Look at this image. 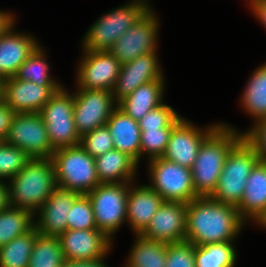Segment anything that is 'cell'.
I'll list each match as a JSON object with an SVG mask.
<instances>
[{
	"mask_svg": "<svg viewBox=\"0 0 266 267\" xmlns=\"http://www.w3.org/2000/svg\"><path fill=\"white\" fill-rule=\"evenodd\" d=\"M245 223L237 206L197 197L187 203L185 241L198 246L235 241Z\"/></svg>",
	"mask_w": 266,
	"mask_h": 267,
	"instance_id": "cell-1",
	"label": "cell"
},
{
	"mask_svg": "<svg viewBox=\"0 0 266 267\" xmlns=\"http://www.w3.org/2000/svg\"><path fill=\"white\" fill-rule=\"evenodd\" d=\"M244 138L229 124L219 125L204 139L191 168L194 190L198 197H211L229 152Z\"/></svg>",
	"mask_w": 266,
	"mask_h": 267,
	"instance_id": "cell-2",
	"label": "cell"
},
{
	"mask_svg": "<svg viewBox=\"0 0 266 267\" xmlns=\"http://www.w3.org/2000/svg\"><path fill=\"white\" fill-rule=\"evenodd\" d=\"M8 182L10 206L26 209L33 214L57 187L51 158H31Z\"/></svg>",
	"mask_w": 266,
	"mask_h": 267,
	"instance_id": "cell-3",
	"label": "cell"
},
{
	"mask_svg": "<svg viewBox=\"0 0 266 267\" xmlns=\"http://www.w3.org/2000/svg\"><path fill=\"white\" fill-rule=\"evenodd\" d=\"M151 8L149 2H131L105 13L88 29L82 40L83 50L109 51L113 44Z\"/></svg>",
	"mask_w": 266,
	"mask_h": 267,
	"instance_id": "cell-4",
	"label": "cell"
},
{
	"mask_svg": "<svg viewBox=\"0 0 266 267\" xmlns=\"http://www.w3.org/2000/svg\"><path fill=\"white\" fill-rule=\"evenodd\" d=\"M51 161L54 165L56 184L61 188L88 194L100 184L95 158L80 144L56 149Z\"/></svg>",
	"mask_w": 266,
	"mask_h": 267,
	"instance_id": "cell-5",
	"label": "cell"
},
{
	"mask_svg": "<svg viewBox=\"0 0 266 267\" xmlns=\"http://www.w3.org/2000/svg\"><path fill=\"white\" fill-rule=\"evenodd\" d=\"M258 161L255 149L243 138L229 152L211 198L238 206L243 198L246 180Z\"/></svg>",
	"mask_w": 266,
	"mask_h": 267,
	"instance_id": "cell-6",
	"label": "cell"
},
{
	"mask_svg": "<svg viewBox=\"0 0 266 267\" xmlns=\"http://www.w3.org/2000/svg\"><path fill=\"white\" fill-rule=\"evenodd\" d=\"M130 183H100L86 194L93 208L97 229L109 239L126 221Z\"/></svg>",
	"mask_w": 266,
	"mask_h": 267,
	"instance_id": "cell-7",
	"label": "cell"
},
{
	"mask_svg": "<svg viewBox=\"0 0 266 267\" xmlns=\"http://www.w3.org/2000/svg\"><path fill=\"white\" fill-rule=\"evenodd\" d=\"M39 113L55 150L80 144L81 137L77 133L73 118L74 93L71 94L62 86L50 97Z\"/></svg>",
	"mask_w": 266,
	"mask_h": 267,
	"instance_id": "cell-8",
	"label": "cell"
},
{
	"mask_svg": "<svg viewBox=\"0 0 266 267\" xmlns=\"http://www.w3.org/2000/svg\"><path fill=\"white\" fill-rule=\"evenodd\" d=\"M147 162L151 182L148 186L164 201L189 203L198 197L194 190L191 169L162 157L152 158Z\"/></svg>",
	"mask_w": 266,
	"mask_h": 267,
	"instance_id": "cell-9",
	"label": "cell"
},
{
	"mask_svg": "<svg viewBox=\"0 0 266 267\" xmlns=\"http://www.w3.org/2000/svg\"><path fill=\"white\" fill-rule=\"evenodd\" d=\"M5 142L31 158H51L55 151L40 113H15Z\"/></svg>",
	"mask_w": 266,
	"mask_h": 267,
	"instance_id": "cell-10",
	"label": "cell"
},
{
	"mask_svg": "<svg viewBox=\"0 0 266 267\" xmlns=\"http://www.w3.org/2000/svg\"><path fill=\"white\" fill-rule=\"evenodd\" d=\"M74 92V123L80 137L104 126L117 107L111 91L78 88ZM115 105V106H114Z\"/></svg>",
	"mask_w": 266,
	"mask_h": 267,
	"instance_id": "cell-11",
	"label": "cell"
},
{
	"mask_svg": "<svg viewBox=\"0 0 266 267\" xmlns=\"http://www.w3.org/2000/svg\"><path fill=\"white\" fill-rule=\"evenodd\" d=\"M157 17L150 8L133 27L113 44L109 52L121 64L132 61L141 55L157 52V35L160 27Z\"/></svg>",
	"mask_w": 266,
	"mask_h": 267,
	"instance_id": "cell-12",
	"label": "cell"
},
{
	"mask_svg": "<svg viewBox=\"0 0 266 267\" xmlns=\"http://www.w3.org/2000/svg\"><path fill=\"white\" fill-rule=\"evenodd\" d=\"M83 52L76 73V88L112 91L121 63L109 51Z\"/></svg>",
	"mask_w": 266,
	"mask_h": 267,
	"instance_id": "cell-13",
	"label": "cell"
},
{
	"mask_svg": "<svg viewBox=\"0 0 266 267\" xmlns=\"http://www.w3.org/2000/svg\"><path fill=\"white\" fill-rule=\"evenodd\" d=\"M187 120L182 118L172 129L170 140L162 158L191 169L204 139L219 124L201 129Z\"/></svg>",
	"mask_w": 266,
	"mask_h": 267,
	"instance_id": "cell-14",
	"label": "cell"
},
{
	"mask_svg": "<svg viewBox=\"0 0 266 267\" xmlns=\"http://www.w3.org/2000/svg\"><path fill=\"white\" fill-rule=\"evenodd\" d=\"M187 203L164 201L141 236L164 243L185 241Z\"/></svg>",
	"mask_w": 266,
	"mask_h": 267,
	"instance_id": "cell-15",
	"label": "cell"
},
{
	"mask_svg": "<svg viewBox=\"0 0 266 267\" xmlns=\"http://www.w3.org/2000/svg\"><path fill=\"white\" fill-rule=\"evenodd\" d=\"M157 54V52H150L121 64L119 75L111 91L117 103L140 85L163 79V70Z\"/></svg>",
	"mask_w": 266,
	"mask_h": 267,
	"instance_id": "cell-16",
	"label": "cell"
},
{
	"mask_svg": "<svg viewBox=\"0 0 266 267\" xmlns=\"http://www.w3.org/2000/svg\"><path fill=\"white\" fill-rule=\"evenodd\" d=\"M62 86H40L15 76L3 80V101L15 113H39Z\"/></svg>",
	"mask_w": 266,
	"mask_h": 267,
	"instance_id": "cell-17",
	"label": "cell"
},
{
	"mask_svg": "<svg viewBox=\"0 0 266 267\" xmlns=\"http://www.w3.org/2000/svg\"><path fill=\"white\" fill-rule=\"evenodd\" d=\"M58 239L66 261L105 258L113 242L99 229H67Z\"/></svg>",
	"mask_w": 266,
	"mask_h": 267,
	"instance_id": "cell-18",
	"label": "cell"
},
{
	"mask_svg": "<svg viewBox=\"0 0 266 267\" xmlns=\"http://www.w3.org/2000/svg\"><path fill=\"white\" fill-rule=\"evenodd\" d=\"M81 194L57 186L43 206L34 214L38 216L35 227L42 236L58 237L67 230V217L74 201Z\"/></svg>",
	"mask_w": 266,
	"mask_h": 267,
	"instance_id": "cell-19",
	"label": "cell"
},
{
	"mask_svg": "<svg viewBox=\"0 0 266 267\" xmlns=\"http://www.w3.org/2000/svg\"><path fill=\"white\" fill-rule=\"evenodd\" d=\"M15 22L0 35V79L12 78L40 46L31 34L15 32Z\"/></svg>",
	"mask_w": 266,
	"mask_h": 267,
	"instance_id": "cell-20",
	"label": "cell"
},
{
	"mask_svg": "<svg viewBox=\"0 0 266 267\" xmlns=\"http://www.w3.org/2000/svg\"><path fill=\"white\" fill-rule=\"evenodd\" d=\"M237 209L246 223L251 220L261 226L266 220V161L259 160L252 168Z\"/></svg>",
	"mask_w": 266,
	"mask_h": 267,
	"instance_id": "cell-21",
	"label": "cell"
},
{
	"mask_svg": "<svg viewBox=\"0 0 266 267\" xmlns=\"http://www.w3.org/2000/svg\"><path fill=\"white\" fill-rule=\"evenodd\" d=\"M130 183L127 195V216L126 222L129 223L132 232L140 235L150 223L151 218L164 202L163 198L146 185L133 186Z\"/></svg>",
	"mask_w": 266,
	"mask_h": 267,
	"instance_id": "cell-22",
	"label": "cell"
},
{
	"mask_svg": "<svg viewBox=\"0 0 266 267\" xmlns=\"http://www.w3.org/2000/svg\"><path fill=\"white\" fill-rule=\"evenodd\" d=\"M106 125L113 138L114 148L128 154L139 164L141 159V130L138 121H135L117 106Z\"/></svg>",
	"mask_w": 266,
	"mask_h": 267,
	"instance_id": "cell-23",
	"label": "cell"
},
{
	"mask_svg": "<svg viewBox=\"0 0 266 267\" xmlns=\"http://www.w3.org/2000/svg\"><path fill=\"white\" fill-rule=\"evenodd\" d=\"M95 165L100 183H134L139 164L128 154L114 148L97 156Z\"/></svg>",
	"mask_w": 266,
	"mask_h": 267,
	"instance_id": "cell-24",
	"label": "cell"
},
{
	"mask_svg": "<svg viewBox=\"0 0 266 267\" xmlns=\"http://www.w3.org/2000/svg\"><path fill=\"white\" fill-rule=\"evenodd\" d=\"M164 83L163 78L140 85L120 100L117 106L135 121H139L146 113L163 103Z\"/></svg>",
	"mask_w": 266,
	"mask_h": 267,
	"instance_id": "cell-25",
	"label": "cell"
},
{
	"mask_svg": "<svg viewBox=\"0 0 266 267\" xmlns=\"http://www.w3.org/2000/svg\"><path fill=\"white\" fill-rule=\"evenodd\" d=\"M251 74L241 96V105L254 123L266 118V63Z\"/></svg>",
	"mask_w": 266,
	"mask_h": 267,
	"instance_id": "cell-26",
	"label": "cell"
},
{
	"mask_svg": "<svg viewBox=\"0 0 266 267\" xmlns=\"http://www.w3.org/2000/svg\"><path fill=\"white\" fill-rule=\"evenodd\" d=\"M136 241L131 247L127 267H165L167 259V244L161 241L147 239L135 235Z\"/></svg>",
	"mask_w": 266,
	"mask_h": 267,
	"instance_id": "cell-27",
	"label": "cell"
},
{
	"mask_svg": "<svg viewBox=\"0 0 266 267\" xmlns=\"http://www.w3.org/2000/svg\"><path fill=\"white\" fill-rule=\"evenodd\" d=\"M234 241L194 245L195 267H235L237 260Z\"/></svg>",
	"mask_w": 266,
	"mask_h": 267,
	"instance_id": "cell-28",
	"label": "cell"
},
{
	"mask_svg": "<svg viewBox=\"0 0 266 267\" xmlns=\"http://www.w3.org/2000/svg\"><path fill=\"white\" fill-rule=\"evenodd\" d=\"M34 214L26 209L9 206L0 212V248L35 226Z\"/></svg>",
	"mask_w": 266,
	"mask_h": 267,
	"instance_id": "cell-29",
	"label": "cell"
},
{
	"mask_svg": "<svg viewBox=\"0 0 266 267\" xmlns=\"http://www.w3.org/2000/svg\"><path fill=\"white\" fill-rule=\"evenodd\" d=\"M38 231L34 226L0 248V267H28Z\"/></svg>",
	"mask_w": 266,
	"mask_h": 267,
	"instance_id": "cell-30",
	"label": "cell"
},
{
	"mask_svg": "<svg viewBox=\"0 0 266 267\" xmlns=\"http://www.w3.org/2000/svg\"><path fill=\"white\" fill-rule=\"evenodd\" d=\"M65 262L58 237L40 234L35 237L28 267H62Z\"/></svg>",
	"mask_w": 266,
	"mask_h": 267,
	"instance_id": "cell-31",
	"label": "cell"
},
{
	"mask_svg": "<svg viewBox=\"0 0 266 267\" xmlns=\"http://www.w3.org/2000/svg\"><path fill=\"white\" fill-rule=\"evenodd\" d=\"M47 58L45 51L40 45L19 67L15 77L20 80L31 81L40 86H62L50 75Z\"/></svg>",
	"mask_w": 266,
	"mask_h": 267,
	"instance_id": "cell-32",
	"label": "cell"
},
{
	"mask_svg": "<svg viewBox=\"0 0 266 267\" xmlns=\"http://www.w3.org/2000/svg\"><path fill=\"white\" fill-rule=\"evenodd\" d=\"M31 157L22 149L0 142V180L9 181L28 163Z\"/></svg>",
	"mask_w": 266,
	"mask_h": 267,
	"instance_id": "cell-33",
	"label": "cell"
},
{
	"mask_svg": "<svg viewBox=\"0 0 266 267\" xmlns=\"http://www.w3.org/2000/svg\"><path fill=\"white\" fill-rule=\"evenodd\" d=\"M67 229H97L92 204L86 194H81L73 203L67 217Z\"/></svg>",
	"mask_w": 266,
	"mask_h": 267,
	"instance_id": "cell-34",
	"label": "cell"
},
{
	"mask_svg": "<svg viewBox=\"0 0 266 267\" xmlns=\"http://www.w3.org/2000/svg\"><path fill=\"white\" fill-rule=\"evenodd\" d=\"M174 127L162 129H140L141 130V156L146 154L148 160L162 157L167 148L168 141Z\"/></svg>",
	"mask_w": 266,
	"mask_h": 267,
	"instance_id": "cell-35",
	"label": "cell"
},
{
	"mask_svg": "<svg viewBox=\"0 0 266 267\" xmlns=\"http://www.w3.org/2000/svg\"><path fill=\"white\" fill-rule=\"evenodd\" d=\"M182 118L175 109L162 103L146 113L138 123L140 129H162L174 127Z\"/></svg>",
	"mask_w": 266,
	"mask_h": 267,
	"instance_id": "cell-36",
	"label": "cell"
},
{
	"mask_svg": "<svg viewBox=\"0 0 266 267\" xmlns=\"http://www.w3.org/2000/svg\"><path fill=\"white\" fill-rule=\"evenodd\" d=\"M80 145L94 158L114 149L113 138L107 125L84 134Z\"/></svg>",
	"mask_w": 266,
	"mask_h": 267,
	"instance_id": "cell-37",
	"label": "cell"
},
{
	"mask_svg": "<svg viewBox=\"0 0 266 267\" xmlns=\"http://www.w3.org/2000/svg\"><path fill=\"white\" fill-rule=\"evenodd\" d=\"M165 267H195L194 244L187 241L167 244Z\"/></svg>",
	"mask_w": 266,
	"mask_h": 267,
	"instance_id": "cell-38",
	"label": "cell"
},
{
	"mask_svg": "<svg viewBox=\"0 0 266 267\" xmlns=\"http://www.w3.org/2000/svg\"><path fill=\"white\" fill-rule=\"evenodd\" d=\"M244 139L255 149L259 160L266 161V118L242 132Z\"/></svg>",
	"mask_w": 266,
	"mask_h": 267,
	"instance_id": "cell-39",
	"label": "cell"
},
{
	"mask_svg": "<svg viewBox=\"0 0 266 267\" xmlns=\"http://www.w3.org/2000/svg\"><path fill=\"white\" fill-rule=\"evenodd\" d=\"M14 115L15 112L4 101L0 102V142L6 140Z\"/></svg>",
	"mask_w": 266,
	"mask_h": 267,
	"instance_id": "cell-40",
	"label": "cell"
},
{
	"mask_svg": "<svg viewBox=\"0 0 266 267\" xmlns=\"http://www.w3.org/2000/svg\"><path fill=\"white\" fill-rule=\"evenodd\" d=\"M104 258H96L93 260H68L62 267H108Z\"/></svg>",
	"mask_w": 266,
	"mask_h": 267,
	"instance_id": "cell-41",
	"label": "cell"
},
{
	"mask_svg": "<svg viewBox=\"0 0 266 267\" xmlns=\"http://www.w3.org/2000/svg\"><path fill=\"white\" fill-rule=\"evenodd\" d=\"M251 9L252 13L256 15L255 18L266 28V0L256 3Z\"/></svg>",
	"mask_w": 266,
	"mask_h": 267,
	"instance_id": "cell-42",
	"label": "cell"
},
{
	"mask_svg": "<svg viewBox=\"0 0 266 267\" xmlns=\"http://www.w3.org/2000/svg\"><path fill=\"white\" fill-rule=\"evenodd\" d=\"M10 206L8 185L0 180V212Z\"/></svg>",
	"mask_w": 266,
	"mask_h": 267,
	"instance_id": "cell-43",
	"label": "cell"
},
{
	"mask_svg": "<svg viewBox=\"0 0 266 267\" xmlns=\"http://www.w3.org/2000/svg\"><path fill=\"white\" fill-rule=\"evenodd\" d=\"M14 16L11 12L0 10V35L15 22Z\"/></svg>",
	"mask_w": 266,
	"mask_h": 267,
	"instance_id": "cell-44",
	"label": "cell"
},
{
	"mask_svg": "<svg viewBox=\"0 0 266 267\" xmlns=\"http://www.w3.org/2000/svg\"><path fill=\"white\" fill-rule=\"evenodd\" d=\"M3 101V80L0 79V102Z\"/></svg>",
	"mask_w": 266,
	"mask_h": 267,
	"instance_id": "cell-45",
	"label": "cell"
},
{
	"mask_svg": "<svg viewBox=\"0 0 266 267\" xmlns=\"http://www.w3.org/2000/svg\"><path fill=\"white\" fill-rule=\"evenodd\" d=\"M264 0H249V7H253L256 3L261 2Z\"/></svg>",
	"mask_w": 266,
	"mask_h": 267,
	"instance_id": "cell-46",
	"label": "cell"
},
{
	"mask_svg": "<svg viewBox=\"0 0 266 267\" xmlns=\"http://www.w3.org/2000/svg\"><path fill=\"white\" fill-rule=\"evenodd\" d=\"M261 227H264V229L266 228V220L263 222V224L261 225Z\"/></svg>",
	"mask_w": 266,
	"mask_h": 267,
	"instance_id": "cell-47",
	"label": "cell"
}]
</instances>
